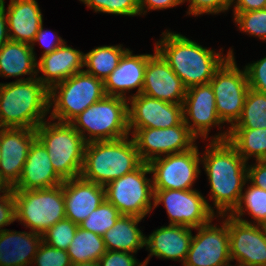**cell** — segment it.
<instances>
[{
  "label": "cell",
  "mask_w": 266,
  "mask_h": 266,
  "mask_svg": "<svg viewBox=\"0 0 266 266\" xmlns=\"http://www.w3.org/2000/svg\"><path fill=\"white\" fill-rule=\"evenodd\" d=\"M189 2L187 15L218 14L226 12L233 5V0H186Z\"/></svg>",
  "instance_id": "obj_39"
},
{
  "label": "cell",
  "mask_w": 266,
  "mask_h": 266,
  "mask_svg": "<svg viewBox=\"0 0 266 266\" xmlns=\"http://www.w3.org/2000/svg\"><path fill=\"white\" fill-rule=\"evenodd\" d=\"M201 164L210 185L216 215H230L240 202L247 183V162L228 140H210Z\"/></svg>",
  "instance_id": "obj_1"
},
{
  "label": "cell",
  "mask_w": 266,
  "mask_h": 266,
  "mask_svg": "<svg viewBox=\"0 0 266 266\" xmlns=\"http://www.w3.org/2000/svg\"><path fill=\"white\" fill-rule=\"evenodd\" d=\"M16 220L31 232L43 234L66 218L63 184L39 190H13Z\"/></svg>",
  "instance_id": "obj_9"
},
{
  "label": "cell",
  "mask_w": 266,
  "mask_h": 266,
  "mask_svg": "<svg viewBox=\"0 0 266 266\" xmlns=\"http://www.w3.org/2000/svg\"><path fill=\"white\" fill-rule=\"evenodd\" d=\"M72 266H99V263L96 261H89V262L72 264Z\"/></svg>",
  "instance_id": "obj_48"
},
{
  "label": "cell",
  "mask_w": 266,
  "mask_h": 266,
  "mask_svg": "<svg viewBox=\"0 0 266 266\" xmlns=\"http://www.w3.org/2000/svg\"><path fill=\"white\" fill-rule=\"evenodd\" d=\"M182 121V104L166 102L142 93L129 96L128 129L171 128Z\"/></svg>",
  "instance_id": "obj_15"
},
{
  "label": "cell",
  "mask_w": 266,
  "mask_h": 266,
  "mask_svg": "<svg viewBox=\"0 0 266 266\" xmlns=\"http://www.w3.org/2000/svg\"><path fill=\"white\" fill-rule=\"evenodd\" d=\"M9 40L5 1L0 0V48Z\"/></svg>",
  "instance_id": "obj_47"
},
{
  "label": "cell",
  "mask_w": 266,
  "mask_h": 266,
  "mask_svg": "<svg viewBox=\"0 0 266 266\" xmlns=\"http://www.w3.org/2000/svg\"><path fill=\"white\" fill-rule=\"evenodd\" d=\"M37 61L30 44L9 40L0 48V77L36 78Z\"/></svg>",
  "instance_id": "obj_27"
},
{
  "label": "cell",
  "mask_w": 266,
  "mask_h": 266,
  "mask_svg": "<svg viewBox=\"0 0 266 266\" xmlns=\"http://www.w3.org/2000/svg\"><path fill=\"white\" fill-rule=\"evenodd\" d=\"M142 219L134 215H121L102 236L106 250L137 254L145 246L146 236L138 228Z\"/></svg>",
  "instance_id": "obj_28"
},
{
  "label": "cell",
  "mask_w": 266,
  "mask_h": 266,
  "mask_svg": "<svg viewBox=\"0 0 266 266\" xmlns=\"http://www.w3.org/2000/svg\"><path fill=\"white\" fill-rule=\"evenodd\" d=\"M244 191L238 206L230 215L241 222L260 225L266 220V190L250 183ZM245 211L253 218V223L243 219Z\"/></svg>",
  "instance_id": "obj_32"
},
{
  "label": "cell",
  "mask_w": 266,
  "mask_h": 266,
  "mask_svg": "<svg viewBox=\"0 0 266 266\" xmlns=\"http://www.w3.org/2000/svg\"><path fill=\"white\" fill-rule=\"evenodd\" d=\"M233 4V12H247L266 8V0H233Z\"/></svg>",
  "instance_id": "obj_46"
},
{
  "label": "cell",
  "mask_w": 266,
  "mask_h": 266,
  "mask_svg": "<svg viewBox=\"0 0 266 266\" xmlns=\"http://www.w3.org/2000/svg\"><path fill=\"white\" fill-rule=\"evenodd\" d=\"M141 93L166 102L182 104L187 88L163 57L154 50L148 57Z\"/></svg>",
  "instance_id": "obj_19"
},
{
  "label": "cell",
  "mask_w": 266,
  "mask_h": 266,
  "mask_svg": "<svg viewBox=\"0 0 266 266\" xmlns=\"http://www.w3.org/2000/svg\"><path fill=\"white\" fill-rule=\"evenodd\" d=\"M84 54L66 42L53 52L41 56L37 62L38 79L50 90L72 75L84 71Z\"/></svg>",
  "instance_id": "obj_24"
},
{
  "label": "cell",
  "mask_w": 266,
  "mask_h": 266,
  "mask_svg": "<svg viewBox=\"0 0 266 266\" xmlns=\"http://www.w3.org/2000/svg\"><path fill=\"white\" fill-rule=\"evenodd\" d=\"M6 17L10 40L32 44L43 24V15L37 0H10Z\"/></svg>",
  "instance_id": "obj_25"
},
{
  "label": "cell",
  "mask_w": 266,
  "mask_h": 266,
  "mask_svg": "<svg viewBox=\"0 0 266 266\" xmlns=\"http://www.w3.org/2000/svg\"><path fill=\"white\" fill-rule=\"evenodd\" d=\"M52 122L45 120L35 129L37 138L46 147L55 172L64 181L80 177L86 141L70 123Z\"/></svg>",
  "instance_id": "obj_5"
},
{
  "label": "cell",
  "mask_w": 266,
  "mask_h": 266,
  "mask_svg": "<svg viewBox=\"0 0 266 266\" xmlns=\"http://www.w3.org/2000/svg\"><path fill=\"white\" fill-rule=\"evenodd\" d=\"M105 95L102 80L85 71L76 73L50 89V119L70 123Z\"/></svg>",
  "instance_id": "obj_7"
},
{
  "label": "cell",
  "mask_w": 266,
  "mask_h": 266,
  "mask_svg": "<svg viewBox=\"0 0 266 266\" xmlns=\"http://www.w3.org/2000/svg\"><path fill=\"white\" fill-rule=\"evenodd\" d=\"M70 124L80 133L86 143L117 140L130 136L128 100L105 95L76 116Z\"/></svg>",
  "instance_id": "obj_6"
},
{
  "label": "cell",
  "mask_w": 266,
  "mask_h": 266,
  "mask_svg": "<svg viewBox=\"0 0 266 266\" xmlns=\"http://www.w3.org/2000/svg\"><path fill=\"white\" fill-rule=\"evenodd\" d=\"M55 172L46 147L36 138L29 150L19 181L12 190L48 189L63 184Z\"/></svg>",
  "instance_id": "obj_21"
},
{
  "label": "cell",
  "mask_w": 266,
  "mask_h": 266,
  "mask_svg": "<svg viewBox=\"0 0 266 266\" xmlns=\"http://www.w3.org/2000/svg\"><path fill=\"white\" fill-rule=\"evenodd\" d=\"M194 228L168 224L154 230L145 239L146 250L149 256L143 261L148 264L150 257L181 261L182 265L186 260L190 249Z\"/></svg>",
  "instance_id": "obj_20"
},
{
  "label": "cell",
  "mask_w": 266,
  "mask_h": 266,
  "mask_svg": "<svg viewBox=\"0 0 266 266\" xmlns=\"http://www.w3.org/2000/svg\"><path fill=\"white\" fill-rule=\"evenodd\" d=\"M233 17L239 30L266 41V8L247 12H233Z\"/></svg>",
  "instance_id": "obj_35"
},
{
  "label": "cell",
  "mask_w": 266,
  "mask_h": 266,
  "mask_svg": "<svg viewBox=\"0 0 266 266\" xmlns=\"http://www.w3.org/2000/svg\"><path fill=\"white\" fill-rule=\"evenodd\" d=\"M247 165V184L251 183L266 190V160Z\"/></svg>",
  "instance_id": "obj_44"
},
{
  "label": "cell",
  "mask_w": 266,
  "mask_h": 266,
  "mask_svg": "<svg viewBox=\"0 0 266 266\" xmlns=\"http://www.w3.org/2000/svg\"><path fill=\"white\" fill-rule=\"evenodd\" d=\"M215 96L218 117L222 123H230L225 132L210 136V140H228L229 129L240 119L246 95L250 89L245 68L237 67L235 57H229L210 80Z\"/></svg>",
  "instance_id": "obj_8"
},
{
  "label": "cell",
  "mask_w": 266,
  "mask_h": 266,
  "mask_svg": "<svg viewBox=\"0 0 266 266\" xmlns=\"http://www.w3.org/2000/svg\"><path fill=\"white\" fill-rule=\"evenodd\" d=\"M10 188L0 179V194L6 193ZM2 195H0L1 197Z\"/></svg>",
  "instance_id": "obj_49"
},
{
  "label": "cell",
  "mask_w": 266,
  "mask_h": 266,
  "mask_svg": "<svg viewBox=\"0 0 266 266\" xmlns=\"http://www.w3.org/2000/svg\"><path fill=\"white\" fill-rule=\"evenodd\" d=\"M120 45L99 46L84 54V71L102 80L118 66L120 59L128 48Z\"/></svg>",
  "instance_id": "obj_29"
},
{
  "label": "cell",
  "mask_w": 266,
  "mask_h": 266,
  "mask_svg": "<svg viewBox=\"0 0 266 266\" xmlns=\"http://www.w3.org/2000/svg\"><path fill=\"white\" fill-rule=\"evenodd\" d=\"M183 3L182 0H139L140 15H145L148 10H164Z\"/></svg>",
  "instance_id": "obj_45"
},
{
  "label": "cell",
  "mask_w": 266,
  "mask_h": 266,
  "mask_svg": "<svg viewBox=\"0 0 266 266\" xmlns=\"http://www.w3.org/2000/svg\"><path fill=\"white\" fill-rule=\"evenodd\" d=\"M41 242L39 233L4 228L0 232V266H31Z\"/></svg>",
  "instance_id": "obj_26"
},
{
  "label": "cell",
  "mask_w": 266,
  "mask_h": 266,
  "mask_svg": "<svg viewBox=\"0 0 266 266\" xmlns=\"http://www.w3.org/2000/svg\"><path fill=\"white\" fill-rule=\"evenodd\" d=\"M266 128V94L249 89L240 119L231 129Z\"/></svg>",
  "instance_id": "obj_33"
},
{
  "label": "cell",
  "mask_w": 266,
  "mask_h": 266,
  "mask_svg": "<svg viewBox=\"0 0 266 266\" xmlns=\"http://www.w3.org/2000/svg\"><path fill=\"white\" fill-rule=\"evenodd\" d=\"M37 42H39L41 47L44 48L42 52L43 53L42 56H44L53 52L58 47L62 46L66 41L63 40L60 36H58L56 33H51V31L49 30H44L42 24L37 34L35 35L34 41L31 44V48L34 52V55H35L34 46L35 43Z\"/></svg>",
  "instance_id": "obj_43"
},
{
  "label": "cell",
  "mask_w": 266,
  "mask_h": 266,
  "mask_svg": "<svg viewBox=\"0 0 266 266\" xmlns=\"http://www.w3.org/2000/svg\"><path fill=\"white\" fill-rule=\"evenodd\" d=\"M263 232L266 234V220L260 224Z\"/></svg>",
  "instance_id": "obj_50"
},
{
  "label": "cell",
  "mask_w": 266,
  "mask_h": 266,
  "mask_svg": "<svg viewBox=\"0 0 266 266\" xmlns=\"http://www.w3.org/2000/svg\"><path fill=\"white\" fill-rule=\"evenodd\" d=\"M228 141L247 163L251 157L266 160V128L229 129Z\"/></svg>",
  "instance_id": "obj_30"
},
{
  "label": "cell",
  "mask_w": 266,
  "mask_h": 266,
  "mask_svg": "<svg viewBox=\"0 0 266 266\" xmlns=\"http://www.w3.org/2000/svg\"><path fill=\"white\" fill-rule=\"evenodd\" d=\"M78 226L70 219L64 218L42 234V241L51 247L67 251Z\"/></svg>",
  "instance_id": "obj_37"
},
{
  "label": "cell",
  "mask_w": 266,
  "mask_h": 266,
  "mask_svg": "<svg viewBox=\"0 0 266 266\" xmlns=\"http://www.w3.org/2000/svg\"><path fill=\"white\" fill-rule=\"evenodd\" d=\"M129 137L86 143L80 177L105 187L137 169L143 162L133 138Z\"/></svg>",
  "instance_id": "obj_4"
},
{
  "label": "cell",
  "mask_w": 266,
  "mask_h": 266,
  "mask_svg": "<svg viewBox=\"0 0 266 266\" xmlns=\"http://www.w3.org/2000/svg\"><path fill=\"white\" fill-rule=\"evenodd\" d=\"M153 191V208L161 203L164 204L169 224L197 228L216 217L212 205L196 189H153Z\"/></svg>",
  "instance_id": "obj_11"
},
{
  "label": "cell",
  "mask_w": 266,
  "mask_h": 266,
  "mask_svg": "<svg viewBox=\"0 0 266 266\" xmlns=\"http://www.w3.org/2000/svg\"><path fill=\"white\" fill-rule=\"evenodd\" d=\"M229 247L233 266H266V234L260 225L228 215Z\"/></svg>",
  "instance_id": "obj_16"
},
{
  "label": "cell",
  "mask_w": 266,
  "mask_h": 266,
  "mask_svg": "<svg viewBox=\"0 0 266 266\" xmlns=\"http://www.w3.org/2000/svg\"><path fill=\"white\" fill-rule=\"evenodd\" d=\"M222 226L207 224L194 228L197 234L192 237L190 249L182 266H232L229 247L228 215ZM227 217V218H226Z\"/></svg>",
  "instance_id": "obj_14"
},
{
  "label": "cell",
  "mask_w": 266,
  "mask_h": 266,
  "mask_svg": "<svg viewBox=\"0 0 266 266\" xmlns=\"http://www.w3.org/2000/svg\"><path fill=\"white\" fill-rule=\"evenodd\" d=\"M65 215L79 225L106 199L105 187L81 177L63 181Z\"/></svg>",
  "instance_id": "obj_22"
},
{
  "label": "cell",
  "mask_w": 266,
  "mask_h": 266,
  "mask_svg": "<svg viewBox=\"0 0 266 266\" xmlns=\"http://www.w3.org/2000/svg\"><path fill=\"white\" fill-rule=\"evenodd\" d=\"M143 163L158 157L182 153L195 146L197 138L182 121L171 128L129 129Z\"/></svg>",
  "instance_id": "obj_12"
},
{
  "label": "cell",
  "mask_w": 266,
  "mask_h": 266,
  "mask_svg": "<svg viewBox=\"0 0 266 266\" xmlns=\"http://www.w3.org/2000/svg\"><path fill=\"white\" fill-rule=\"evenodd\" d=\"M183 121L190 132L198 139L207 140L212 126L223 128L215 105L214 91L210 83L187 89L182 103Z\"/></svg>",
  "instance_id": "obj_17"
},
{
  "label": "cell",
  "mask_w": 266,
  "mask_h": 266,
  "mask_svg": "<svg viewBox=\"0 0 266 266\" xmlns=\"http://www.w3.org/2000/svg\"><path fill=\"white\" fill-rule=\"evenodd\" d=\"M16 221V201L14 192L9 189L0 197V232L4 226Z\"/></svg>",
  "instance_id": "obj_42"
},
{
  "label": "cell",
  "mask_w": 266,
  "mask_h": 266,
  "mask_svg": "<svg viewBox=\"0 0 266 266\" xmlns=\"http://www.w3.org/2000/svg\"><path fill=\"white\" fill-rule=\"evenodd\" d=\"M49 96L37 77L0 83V128L36 129L50 113Z\"/></svg>",
  "instance_id": "obj_3"
},
{
  "label": "cell",
  "mask_w": 266,
  "mask_h": 266,
  "mask_svg": "<svg viewBox=\"0 0 266 266\" xmlns=\"http://www.w3.org/2000/svg\"><path fill=\"white\" fill-rule=\"evenodd\" d=\"M102 236L78 226L67 253L72 264L96 261L106 252Z\"/></svg>",
  "instance_id": "obj_31"
},
{
  "label": "cell",
  "mask_w": 266,
  "mask_h": 266,
  "mask_svg": "<svg viewBox=\"0 0 266 266\" xmlns=\"http://www.w3.org/2000/svg\"><path fill=\"white\" fill-rule=\"evenodd\" d=\"M132 52V50L128 49L123 54L118 66L103 82L106 95L122 97L128 100L127 92L130 93V90L136 88V93L133 96L141 94L146 64L151 54L133 55Z\"/></svg>",
  "instance_id": "obj_23"
},
{
  "label": "cell",
  "mask_w": 266,
  "mask_h": 266,
  "mask_svg": "<svg viewBox=\"0 0 266 266\" xmlns=\"http://www.w3.org/2000/svg\"><path fill=\"white\" fill-rule=\"evenodd\" d=\"M134 253L107 250L98 260L99 266H142Z\"/></svg>",
  "instance_id": "obj_41"
},
{
  "label": "cell",
  "mask_w": 266,
  "mask_h": 266,
  "mask_svg": "<svg viewBox=\"0 0 266 266\" xmlns=\"http://www.w3.org/2000/svg\"><path fill=\"white\" fill-rule=\"evenodd\" d=\"M35 129L0 128V179L11 189L20 179Z\"/></svg>",
  "instance_id": "obj_18"
},
{
  "label": "cell",
  "mask_w": 266,
  "mask_h": 266,
  "mask_svg": "<svg viewBox=\"0 0 266 266\" xmlns=\"http://www.w3.org/2000/svg\"><path fill=\"white\" fill-rule=\"evenodd\" d=\"M72 266L67 251L56 249L45 242H41L32 261V266Z\"/></svg>",
  "instance_id": "obj_38"
},
{
  "label": "cell",
  "mask_w": 266,
  "mask_h": 266,
  "mask_svg": "<svg viewBox=\"0 0 266 266\" xmlns=\"http://www.w3.org/2000/svg\"><path fill=\"white\" fill-rule=\"evenodd\" d=\"M248 84L252 90L266 94V57L245 67Z\"/></svg>",
  "instance_id": "obj_40"
},
{
  "label": "cell",
  "mask_w": 266,
  "mask_h": 266,
  "mask_svg": "<svg viewBox=\"0 0 266 266\" xmlns=\"http://www.w3.org/2000/svg\"><path fill=\"white\" fill-rule=\"evenodd\" d=\"M122 214L106 199L92 211L89 216L79 224V227L103 236L107 230L112 228Z\"/></svg>",
  "instance_id": "obj_34"
},
{
  "label": "cell",
  "mask_w": 266,
  "mask_h": 266,
  "mask_svg": "<svg viewBox=\"0 0 266 266\" xmlns=\"http://www.w3.org/2000/svg\"><path fill=\"white\" fill-rule=\"evenodd\" d=\"M147 174H152L150 167L148 163H142L134 171L111 181L105 186L106 200L122 215L145 218L154 209L153 183Z\"/></svg>",
  "instance_id": "obj_10"
},
{
  "label": "cell",
  "mask_w": 266,
  "mask_h": 266,
  "mask_svg": "<svg viewBox=\"0 0 266 266\" xmlns=\"http://www.w3.org/2000/svg\"><path fill=\"white\" fill-rule=\"evenodd\" d=\"M95 12L121 16H140L139 0H79Z\"/></svg>",
  "instance_id": "obj_36"
},
{
  "label": "cell",
  "mask_w": 266,
  "mask_h": 266,
  "mask_svg": "<svg viewBox=\"0 0 266 266\" xmlns=\"http://www.w3.org/2000/svg\"><path fill=\"white\" fill-rule=\"evenodd\" d=\"M161 38L155 43V50L182 80L187 89L208 84L222 64L230 56L235 57L231 48L226 55H223L221 50L216 53L185 35L169 30H165Z\"/></svg>",
  "instance_id": "obj_2"
},
{
  "label": "cell",
  "mask_w": 266,
  "mask_h": 266,
  "mask_svg": "<svg viewBox=\"0 0 266 266\" xmlns=\"http://www.w3.org/2000/svg\"><path fill=\"white\" fill-rule=\"evenodd\" d=\"M201 154L195 145L188 151L151 160L153 189L190 190L200 175Z\"/></svg>",
  "instance_id": "obj_13"
}]
</instances>
